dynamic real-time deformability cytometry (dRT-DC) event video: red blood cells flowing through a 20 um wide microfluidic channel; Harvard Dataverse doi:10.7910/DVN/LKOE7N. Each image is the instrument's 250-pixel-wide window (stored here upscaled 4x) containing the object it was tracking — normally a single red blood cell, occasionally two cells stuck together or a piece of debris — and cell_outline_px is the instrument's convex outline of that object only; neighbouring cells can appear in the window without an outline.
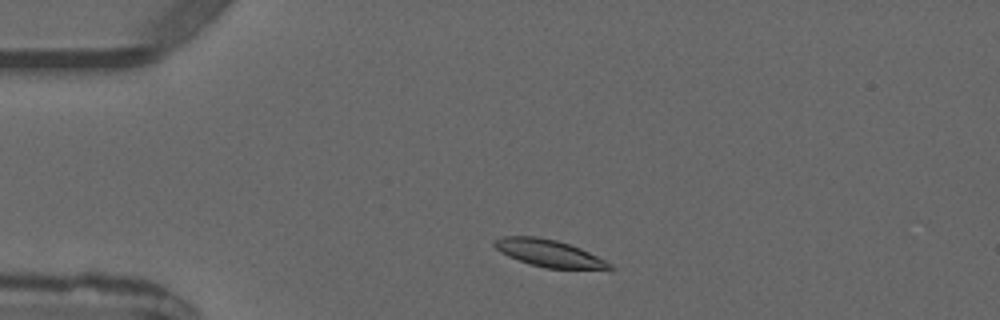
{"species": "common noctule bat (a hibernating species)", "species_latin": "Nyctalus noctula", "temperature_condition": "warm", "stored_images_in_passage": 2, "camera_frame_rate_fps": 3000, "um_per_image_px": 0.085, "animal": {"sex": "male", "forearm_length_mm": 52.5}, "frame": {"image": 1, "passage_image": 1, "time_ms": 0.0, "image_size_px": [1000, 320], "cell_outline_px": [[616, 268], [612, 272], [608, 272], [544, 268], [508, 256], [500, 252], [492, 244], [496, 240], [504, 236], [536, 236], [556, 240], [580, 248], [612, 264]], "centroid_in_image_um": [46.82, 21.59], "position_along_channel_um": 38.2, "area_um2": 18.79}}